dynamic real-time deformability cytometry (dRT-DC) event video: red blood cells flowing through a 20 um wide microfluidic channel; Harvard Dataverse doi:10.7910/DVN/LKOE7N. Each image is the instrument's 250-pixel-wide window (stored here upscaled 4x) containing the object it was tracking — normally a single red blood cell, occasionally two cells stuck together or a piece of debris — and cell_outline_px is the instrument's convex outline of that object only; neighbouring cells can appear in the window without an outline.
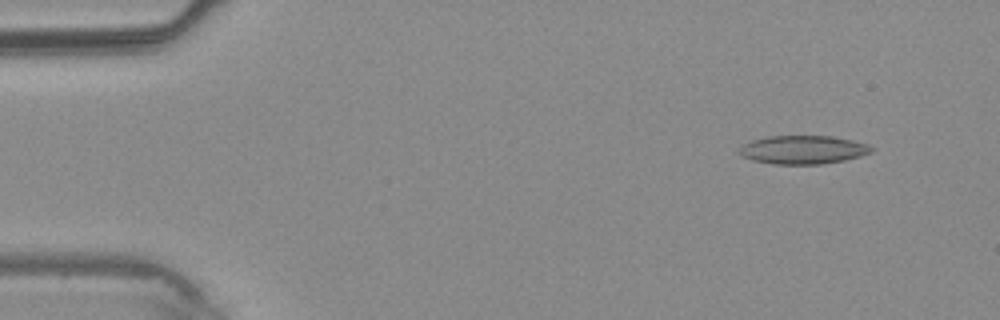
{"species": "common noctule bat (a hibernating species)", "species_latin": "Nyctalus noctula", "temperature_condition": "warm", "stored_images_in_passage": 1, "camera_frame_rate_fps": 3000, "um_per_image_px": 0.085, "animal": {"sex": "male", "body_mass_g": 20.4}, "frame": {"image": 1, "passage_image": 1, "time_ms": 0.0, "image_size_px": [1000, 320], "cell_outline_px": [[872, 152], [860, 156], [844, 160], [820, 164], [772, 164], [752, 160], [740, 156], [736, 152], [744, 144], [752, 140], [768, 136], [832, 136], [852, 140], [868, 144], [872, 148]], "centroid_in_image_um": [68.22, 12.73], "position_along_channel_um": 16.8, "area_um2": 21.96}}